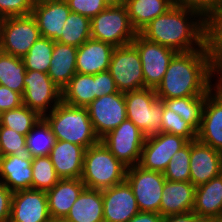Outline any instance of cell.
Returning <instances> with one entry per match:
<instances>
[{
	"mask_svg": "<svg viewBox=\"0 0 222 222\" xmlns=\"http://www.w3.org/2000/svg\"><path fill=\"white\" fill-rule=\"evenodd\" d=\"M222 3V0H176L175 4L192 8L204 15L208 10Z\"/></svg>",
	"mask_w": 222,
	"mask_h": 222,
	"instance_id": "f6af8a7d",
	"label": "cell"
},
{
	"mask_svg": "<svg viewBox=\"0 0 222 222\" xmlns=\"http://www.w3.org/2000/svg\"><path fill=\"white\" fill-rule=\"evenodd\" d=\"M197 139L222 152V88L218 84L207 94Z\"/></svg>",
	"mask_w": 222,
	"mask_h": 222,
	"instance_id": "2e32d148",
	"label": "cell"
},
{
	"mask_svg": "<svg viewBox=\"0 0 222 222\" xmlns=\"http://www.w3.org/2000/svg\"><path fill=\"white\" fill-rule=\"evenodd\" d=\"M161 132L178 135L188 141L197 139V131L173 110L163 106V116L161 122Z\"/></svg>",
	"mask_w": 222,
	"mask_h": 222,
	"instance_id": "f35d334b",
	"label": "cell"
},
{
	"mask_svg": "<svg viewBox=\"0 0 222 222\" xmlns=\"http://www.w3.org/2000/svg\"><path fill=\"white\" fill-rule=\"evenodd\" d=\"M0 182L12 192L32 189V158L16 155L2 156Z\"/></svg>",
	"mask_w": 222,
	"mask_h": 222,
	"instance_id": "cb8c5ba5",
	"label": "cell"
},
{
	"mask_svg": "<svg viewBox=\"0 0 222 222\" xmlns=\"http://www.w3.org/2000/svg\"><path fill=\"white\" fill-rule=\"evenodd\" d=\"M90 26V18L71 11L62 28V35L57 42L78 48L91 38Z\"/></svg>",
	"mask_w": 222,
	"mask_h": 222,
	"instance_id": "836d02e7",
	"label": "cell"
},
{
	"mask_svg": "<svg viewBox=\"0 0 222 222\" xmlns=\"http://www.w3.org/2000/svg\"><path fill=\"white\" fill-rule=\"evenodd\" d=\"M43 118L50 125L56 140L68 141L86 149L100 141L87 108L71 106L61 101Z\"/></svg>",
	"mask_w": 222,
	"mask_h": 222,
	"instance_id": "3957f363",
	"label": "cell"
},
{
	"mask_svg": "<svg viewBox=\"0 0 222 222\" xmlns=\"http://www.w3.org/2000/svg\"><path fill=\"white\" fill-rule=\"evenodd\" d=\"M72 12L92 19L108 7L104 0H65Z\"/></svg>",
	"mask_w": 222,
	"mask_h": 222,
	"instance_id": "b9f144b4",
	"label": "cell"
},
{
	"mask_svg": "<svg viewBox=\"0 0 222 222\" xmlns=\"http://www.w3.org/2000/svg\"><path fill=\"white\" fill-rule=\"evenodd\" d=\"M0 151L2 156H30L26 147V136L0 125Z\"/></svg>",
	"mask_w": 222,
	"mask_h": 222,
	"instance_id": "ab89813d",
	"label": "cell"
},
{
	"mask_svg": "<svg viewBox=\"0 0 222 222\" xmlns=\"http://www.w3.org/2000/svg\"><path fill=\"white\" fill-rule=\"evenodd\" d=\"M24 86L23 105L41 117L51 112L62 101V90L47 73L26 70Z\"/></svg>",
	"mask_w": 222,
	"mask_h": 222,
	"instance_id": "8fae6325",
	"label": "cell"
},
{
	"mask_svg": "<svg viewBox=\"0 0 222 222\" xmlns=\"http://www.w3.org/2000/svg\"><path fill=\"white\" fill-rule=\"evenodd\" d=\"M217 84L222 88V68L217 72Z\"/></svg>",
	"mask_w": 222,
	"mask_h": 222,
	"instance_id": "816d5d0a",
	"label": "cell"
},
{
	"mask_svg": "<svg viewBox=\"0 0 222 222\" xmlns=\"http://www.w3.org/2000/svg\"><path fill=\"white\" fill-rule=\"evenodd\" d=\"M26 67L21 57L0 51V85L23 95Z\"/></svg>",
	"mask_w": 222,
	"mask_h": 222,
	"instance_id": "1f68e13d",
	"label": "cell"
},
{
	"mask_svg": "<svg viewBox=\"0 0 222 222\" xmlns=\"http://www.w3.org/2000/svg\"><path fill=\"white\" fill-rule=\"evenodd\" d=\"M127 119L132 121L146 137L161 132L163 102L155 89L144 88L124 93Z\"/></svg>",
	"mask_w": 222,
	"mask_h": 222,
	"instance_id": "5b68a950",
	"label": "cell"
},
{
	"mask_svg": "<svg viewBox=\"0 0 222 222\" xmlns=\"http://www.w3.org/2000/svg\"><path fill=\"white\" fill-rule=\"evenodd\" d=\"M207 96L160 99L167 109L173 110L198 131Z\"/></svg>",
	"mask_w": 222,
	"mask_h": 222,
	"instance_id": "4dcf8cb0",
	"label": "cell"
},
{
	"mask_svg": "<svg viewBox=\"0 0 222 222\" xmlns=\"http://www.w3.org/2000/svg\"><path fill=\"white\" fill-rule=\"evenodd\" d=\"M13 192L0 182V222H8L10 218Z\"/></svg>",
	"mask_w": 222,
	"mask_h": 222,
	"instance_id": "bcb514c9",
	"label": "cell"
},
{
	"mask_svg": "<svg viewBox=\"0 0 222 222\" xmlns=\"http://www.w3.org/2000/svg\"><path fill=\"white\" fill-rule=\"evenodd\" d=\"M174 0H127L126 8L132 27L139 33L156 17L165 14Z\"/></svg>",
	"mask_w": 222,
	"mask_h": 222,
	"instance_id": "f1b7e54d",
	"label": "cell"
},
{
	"mask_svg": "<svg viewBox=\"0 0 222 222\" xmlns=\"http://www.w3.org/2000/svg\"><path fill=\"white\" fill-rule=\"evenodd\" d=\"M222 173V152L200 142L190 141V182L199 186Z\"/></svg>",
	"mask_w": 222,
	"mask_h": 222,
	"instance_id": "e0dca14e",
	"label": "cell"
},
{
	"mask_svg": "<svg viewBox=\"0 0 222 222\" xmlns=\"http://www.w3.org/2000/svg\"><path fill=\"white\" fill-rule=\"evenodd\" d=\"M77 50V47L54 42L51 65L47 74L61 90L77 73Z\"/></svg>",
	"mask_w": 222,
	"mask_h": 222,
	"instance_id": "4316f807",
	"label": "cell"
},
{
	"mask_svg": "<svg viewBox=\"0 0 222 222\" xmlns=\"http://www.w3.org/2000/svg\"><path fill=\"white\" fill-rule=\"evenodd\" d=\"M22 104V95L20 93L0 85V114L11 109H16Z\"/></svg>",
	"mask_w": 222,
	"mask_h": 222,
	"instance_id": "7bdbcfd3",
	"label": "cell"
},
{
	"mask_svg": "<svg viewBox=\"0 0 222 222\" xmlns=\"http://www.w3.org/2000/svg\"><path fill=\"white\" fill-rule=\"evenodd\" d=\"M96 135L101 139L127 119L123 92L103 95L94 99L87 107Z\"/></svg>",
	"mask_w": 222,
	"mask_h": 222,
	"instance_id": "4fadbf2b",
	"label": "cell"
},
{
	"mask_svg": "<svg viewBox=\"0 0 222 222\" xmlns=\"http://www.w3.org/2000/svg\"><path fill=\"white\" fill-rule=\"evenodd\" d=\"M200 218L192 211L185 214L163 217V222H199Z\"/></svg>",
	"mask_w": 222,
	"mask_h": 222,
	"instance_id": "c3c4849f",
	"label": "cell"
},
{
	"mask_svg": "<svg viewBox=\"0 0 222 222\" xmlns=\"http://www.w3.org/2000/svg\"><path fill=\"white\" fill-rule=\"evenodd\" d=\"M193 212L199 218L222 217V173L195 190Z\"/></svg>",
	"mask_w": 222,
	"mask_h": 222,
	"instance_id": "484cf974",
	"label": "cell"
},
{
	"mask_svg": "<svg viewBox=\"0 0 222 222\" xmlns=\"http://www.w3.org/2000/svg\"><path fill=\"white\" fill-rule=\"evenodd\" d=\"M32 3H33V5L34 4H37V3H40V2H45V1H48V0H30Z\"/></svg>",
	"mask_w": 222,
	"mask_h": 222,
	"instance_id": "f5cc1de1",
	"label": "cell"
},
{
	"mask_svg": "<svg viewBox=\"0 0 222 222\" xmlns=\"http://www.w3.org/2000/svg\"><path fill=\"white\" fill-rule=\"evenodd\" d=\"M96 99V74L76 73L62 89V102L86 108Z\"/></svg>",
	"mask_w": 222,
	"mask_h": 222,
	"instance_id": "f546056e",
	"label": "cell"
},
{
	"mask_svg": "<svg viewBox=\"0 0 222 222\" xmlns=\"http://www.w3.org/2000/svg\"><path fill=\"white\" fill-rule=\"evenodd\" d=\"M199 222H222V220L218 218H200Z\"/></svg>",
	"mask_w": 222,
	"mask_h": 222,
	"instance_id": "f907efd6",
	"label": "cell"
},
{
	"mask_svg": "<svg viewBox=\"0 0 222 222\" xmlns=\"http://www.w3.org/2000/svg\"><path fill=\"white\" fill-rule=\"evenodd\" d=\"M203 46L218 72L222 68V3L203 15Z\"/></svg>",
	"mask_w": 222,
	"mask_h": 222,
	"instance_id": "d4e9b609",
	"label": "cell"
},
{
	"mask_svg": "<svg viewBox=\"0 0 222 222\" xmlns=\"http://www.w3.org/2000/svg\"><path fill=\"white\" fill-rule=\"evenodd\" d=\"M55 142V135L43 117L26 135V147L31 158L49 156Z\"/></svg>",
	"mask_w": 222,
	"mask_h": 222,
	"instance_id": "d6a6232c",
	"label": "cell"
},
{
	"mask_svg": "<svg viewBox=\"0 0 222 222\" xmlns=\"http://www.w3.org/2000/svg\"><path fill=\"white\" fill-rule=\"evenodd\" d=\"M145 139L144 133L132 121L126 119L100 140L123 165L129 168L139 164Z\"/></svg>",
	"mask_w": 222,
	"mask_h": 222,
	"instance_id": "30bf717a",
	"label": "cell"
},
{
	"mask_svg": "<svg viewBox=\"0 0 222 222\" xmlns=\"http://www.w3.org/2000/svg\"><path fill=\"white\" fill-rule=\"evenodd\" d=\"M128 222H163V216L156 212H138Z\"/></svg>",
	"mask_w": 222,
	"mask_h": 222,
	"instance_id": "7dc6e473",
	"label": "cell"
},
{
	"mask_svg": "<svg viewBox=\"0 0 222 222\" xmlns=\"http://www.w3.org/2000/svg\"><path fill=\"white\" fill-rule=\"evenodd\" d=\"M119 92L109 71L96 74V98Z\"/></svg>",
	"mask_w": 222,
	"mask_h": 222,
	"instance_id": "ee69618b",
	"label": "cell"
},
{
	"mask_svg": "<svg viewBox=\"0 0 222 222\" xmlns=\"http://www.w3.org/2000/svg\"><path fill=\"white\" fill-rule=\"evenodd\" d=\"M63 222H104L102 190L85 188Z\"/></svg>",
	"mask_w": 222,
	"mask_h": 222,
	"instance_id": "83f0119b",
	"label": "cell"
},
{
	"mask_svg": "<svg viewBox=\"0 0 222 222\" xmlns=\"http://www.w3.org/2000/svg\"><path fill=\"white\" fill-rule=\"evenodd\" d=\"M108 6L125 5L127 0H104Z\"/></svg>",
	"mask_w": 222,
	"mask_h": 222,
	"instance_id": "681fc988",
	"label": "cell"
},
{
	"mask_svg": "<svg viewBox=\"0 0 222 222\" xmlns=\"http://www.w3.org/2000/svg\"><path fill=\"white\" fill-rule=\"evenodd\" d=\"M42 117L25 105L0 114V125L26 136Z\"/></svg>",
	"mask_w": 222,
	"mask_h": 222,
	"instance_id": "e575fe53",
	"label": "cell"
},
{
	"mask_svg": "<svg viewBox=\"0 0 222 222\" xmlns=\"http://www.w3.org/2000/svg\"><path fill=\"white\" fill-rule=\"evenodd\" d=\"M189 141L181 136L160 132L145 139L139 166L146 170L163 173L173 154Z\"/></svg>",
	"mask_w": 222,
	"mask_h": 222,
	"instance_id": "5bb4252c",
	"label": "cell"
},
{
	"mask_svg": "<svg viewBox=\"0 0 222 222\" xmlns=\"http://www.w3.org/2000/svg\"><path fill=\"white\" fill-rule=\"evenodd\" d=\"M125 181L132 189L140 212L160 214L162 191L166 181L163 173L143 169L137 164L127 168Z\"/></svg>",
	"mask_w": 222,
	"mask_h": 222,
	"instance_id": "9c48e42d",
	"label": "cell"
},
{
	"mask_svg": "<svg viewBox=\"0 0 222 222\" xmlns=\"http://www.w3.org/2000/svg\"><path fill=\"white\" fill-rule=\"evenodd\" d=\"M86 148L56 140L49 157L60 179H80Z\"/></svg>",
	"mask_w": 222,
	"mask_h": 222,
	"instance_id": "ffe728a7",
	"label": "cell"
},
{
	"mask_svg": "<svg viewBox=\"0 0 222 222\" xmlns=\"http://www.w3.org/2000/svg\"><path fill=\"white\" fill-rule=\"evenodd\" d=\"M70 12L65 0H48L34 4L31 15L36 20L40 35L57 42Z\"/></svg>",
	"mask_w": 222,
	"mask_h": 222,
	"instance_id": "d6986e66",
	"label": "cell"
},
{
	"mask_svg": "<svg viewBox=\"0 0 222 222\" xmlns=\"http://www.w3.org/2000/svg\"><path fill=\"white\" fill-rule=\"evenodd\" d=\"M8 222H53L46 191L26 189L13 192Z\"/></svg>",
	"mask_w": 222,
	"mask_h": 222,
	"instance_id": "9a60e30c",
	"label": "cell"
},
{
	"mask_svg": "<svg viewBox=\"0 0 222 222\" xmlns=\"http://www.w3.org/2000/svg\"><path fill=\"white\" fill-rule=\"evenodd\" d=\"M108 71L119 92L144 89L140 55L132 43L113 49Z\"/></svg>",
	"mask_w": 222,
	"mask_h": 222,
	"instance_id": "ba28073f",
	"label": "cell"
},
{
	"mask_svg": "<svg viewBox=\"0 0 222 222\" xmlns=\"http://www.w3.org/2000/svg\"><path fill=\"white\" fill-rule=\"evenodd\" d=\"M91 38L114 47L130 44L137 31L132 27L125 5L108 6L91 19Z\"/></svg>",
	"mask_w": 222,
	"mask_h": 222,
	"instance_id": "8992f818",
	"label": "cell"
},
{
	"mask_svg": "<svg viewBox=\"0 0 222 222\" xmlns=\"http://www.w3.org/2000/svg\"><path fill=\"white\" fill-rule=\"evenodd\" d=\"M59 180L49 156L32 158V189L47 191Z\"/></svg>",
	"mask_w": 222,
	"mask_h": 222,
	"instance_id": "8d00e7d4",
	"label": "cell"
},
{
	"mask_svg": "<svg viewBox=\"0 0 222 222\" xmlns=\"http://www.w3.org/2000/svg\"><path fill=\"white\" fill-rule=\"evenodd\" d=\"M104 222H128L140 212L130 185L124 181L102 190Z\"/></svg>",
	"mask_w": 222,
	"mask_h": 222,
	"instance_id": "ac0fdd59",
	"label": "cell"
},
{
	"mask_svg": "<svg viewBox=\"0 0 222 222\" xmlns=\"http://www.w3.org/2000/svg\"><path fill=\"white\" fill-rule=\"evenodd\" d=\"M196 187L190 182H173L166 180L164 183L160 215L185 214L193 211Z\"/></svg>",
	"mask_w": 222,
	"mask_h": 222,
	"instance_id": "603a6c76",
	"label": "cell"
},
{
	"mask_svg": "<svg viewBox=\"0 0 222 222\" xmlns=\"http://www.w3.org/2000/svg\"><path fill=\"white\" fill-rule=\"evenodd\" d=\"M54 41L46 37H39V39L32 45L28 53L22 57V62L26 70L39 71L48 73L50 68V61L52 59V50Z\"/></svg>",
	"mask_w": 222,
	"mask_h": 222,
	"instance_id": "d590c367",
	"label": "cell"
},
{
	"mask_svg": "<svg viewBox=\"0 0 222 222\" xmlns=\"http://www.w3.org/2000/svg\"><path fill=\"white\" fill-rule=\"evenodd\" d=\"M216 85L217 72L203 46L190 52H178L155 92L158 99L207 96Z\"/></svg>",
	"mask_w": 222,
	"mask_h": 222,
	"instance_id": "6da1fadb",
	"label": "cell"
},
{
	"mask_svg": "<svg viewBox=\"0 0 222 222\" xmlns=\"http://www.w3.org/2000/svg\"><path fill=\"white\" fill-rule=\"evenodd\" d=\"M138 50L144 75V88L156 89L177 51L152 42L137 33L131 42Z\"/></svg>",
	"mask_w": 222,
	"mask_h": 222,
	"instance_id": "7c38bea8",
	"label": "cell"
},
{
	"mask_svg": "<svg viewBox=\"0 0 222 222\" xmlns=\"http://www.w3.org/2000/svg\"><path fill=\"white\" fill-rule=\"evenodd\" d=\"M114 48L110 43L92 38L85 41L77 50V73L94 75L107 71Z\"/></svg>",
	"mask_w": 222,
	"mask_h": 222,
	"instance_id": "7402d4cb",
	"label": "cell"
},
{
	"mask_svg": "<svg viewBox=\"0 0 222 222\" xmlns=\"http://www.w3.org/2000/svg\"><path fill=\"white\" fill-rule=\"evenodd\" d=\"M86 188L81 179H60L46 191L48 211L53 221H62Z\"/></svg>",
	"mask_w": 222,
	"mask_h": 222,
	"instance_id": "44dd1931",
	"label": "cell"
},
{
	"mask_svg": "<svg viewBox=\"0 0 222 222\" xmlns=\"http://www.w3.org/2000/svg\"><path fill=\"white\" fill-rule=\"evenodd\" d=\"M139 33L177 52L198 50L203 47V15L195 9L174 4Z\"/></svg>",
	"mask_w": 222,
	"mask_h": 222,
	"instance_id": "7a4b0ae2",
	"label": "cell"
},
{
	"mask_svg": "<svg viewBox=\"0 0 222 222\" xmlns=\"http://www.w3.org/2000/svg\"><path fill=\"white\" fill-rule=\"evenodd\" d=\"M32 10L33 3L30 0H0V20L30 15Z\"/></svg>",
	"mask_w": 222,
	"mask_h": 222,
	"instance_id": "60d3db41",
	"label": "cell"
},
{
	"mask_svg": "<svg viewBox=\"0 0 222 222\" xmlns=\"http://www.w3.org/2000/svg\"><path fill=\"white\" fill-rule=\"evenodd\" d=\"M163 175L173 182L190 181V141L173 154Z\"/></svg>",
	"mask_w": 222,
	"mask_h": 222,
	"instance_id": "74e56055",
	"label": "cell"
},
{
	"mask_svg": "<svg viewBox=\"0 0 222 222\" xmlns=\"http://www.w3.org/2000/svg\"><path fill=\"white\" fill-rule=\"evenodd\" d=\"M126 170L100 140L86 149L80 179L86 188L104 190L124 182Z\"/></svg>",
	"mask_w": 222,
	"mask_h": 222,
	"instance_id": "277c9868",
	"label": "cell"
},
{
	"mask_svg": "<svg viewBox=\"0 0 222 222\" xmlns=\"http://www.w3.org/2000/svg\"><path fill=\"white\" fill-rule=\"evenodd\" d=\"M39 37V27L31 14L0 20V51L3 53L22 58Z\"/></svg>",
	"mask_w": 222,
	"mask_h": 222,
	"instance_id": "52a82bcc",
	"label": "cell"
}]
</instances>
